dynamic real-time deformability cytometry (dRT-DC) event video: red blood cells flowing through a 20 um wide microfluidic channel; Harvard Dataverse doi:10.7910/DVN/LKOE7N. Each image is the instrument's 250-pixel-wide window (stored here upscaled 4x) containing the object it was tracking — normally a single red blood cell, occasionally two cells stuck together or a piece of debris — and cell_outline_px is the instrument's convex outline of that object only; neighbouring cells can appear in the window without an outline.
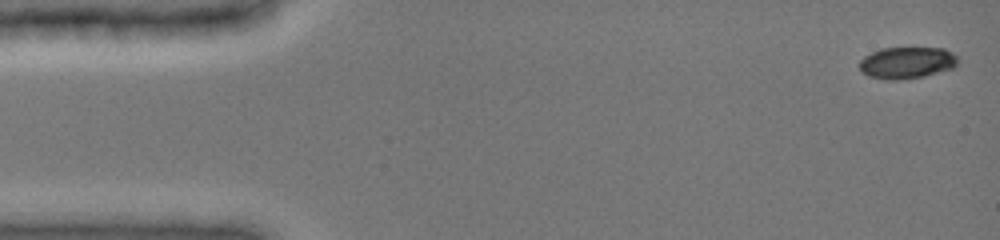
{"species": "common noctule bat (a hibernating species)", "species_latin": "Nyctalus noctula", "temperature_condition": "cold", "stored_images_in_passage": 10, "camera_frame_rate_fps": 3000, "um_per_image_px": 0.085, "animal": {"sex": "female", "body_mass_g": 19.0, "forearm_length_mm": 51.5}, "frame": {"image": 1, "passage_image": 1, "time_ms": 0.0, "image_size_px": [1000, 240], "cell_outline_px": [[960, 60], [952, 68], [924, 76], [900, 80], [888, 80], [868, 76], [860, 68], [860, 60], [864, 56], [880, 48], [944, 48], [952, 52]], "centroid_in_image_um": [77.09, 5.33], "position_along_channel_um": 7.9, "area_um2": 18.15}}
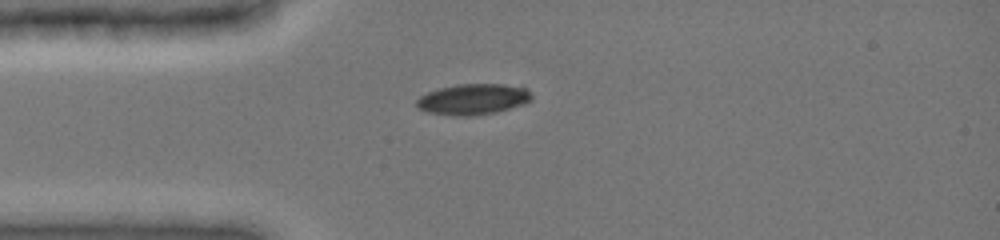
{"frame": {"image": 2, "passage_image": 6, "time_ms": 3.667, "image_size_px": [1000, 240], "cell_outline_px": [[532, 100], [524, 104], [496, 112], [468, 116], [452, 116], [428, 112], [416, 108], [416, 100], [420, 96], [428, 92], [440, 88], [460, 84], [504, 84], [524, 88], [532, 96]], "centroid_in_image_um": [40.18, 8.44], "position_along_channel_um": 44.8, "area_um2": 20.58}}
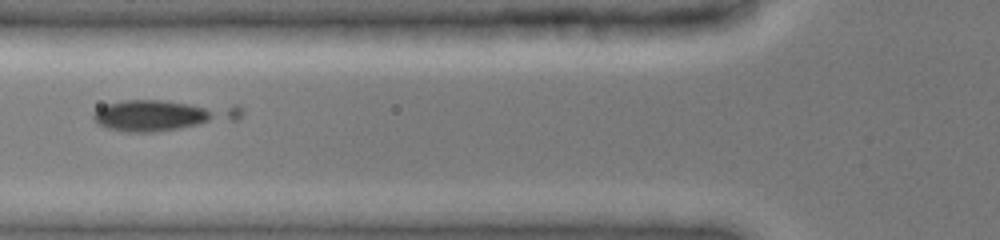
{"frame": {"image": 3, "passage_image": 9, "time_ms": 5.667, "image_size_px": [1000, 240], "cell_outline_px": [[244, 112], [236, 120], [152, 132], [128, 132], [108, 128], [92, 120], [92, 112], [104, 104], [124, 100], [160, 100], [236, 104]], "centroid_in_image_um": [13.81, 9.76], "position_along_channel_um": 112.0, "area_um2": 26.82}}